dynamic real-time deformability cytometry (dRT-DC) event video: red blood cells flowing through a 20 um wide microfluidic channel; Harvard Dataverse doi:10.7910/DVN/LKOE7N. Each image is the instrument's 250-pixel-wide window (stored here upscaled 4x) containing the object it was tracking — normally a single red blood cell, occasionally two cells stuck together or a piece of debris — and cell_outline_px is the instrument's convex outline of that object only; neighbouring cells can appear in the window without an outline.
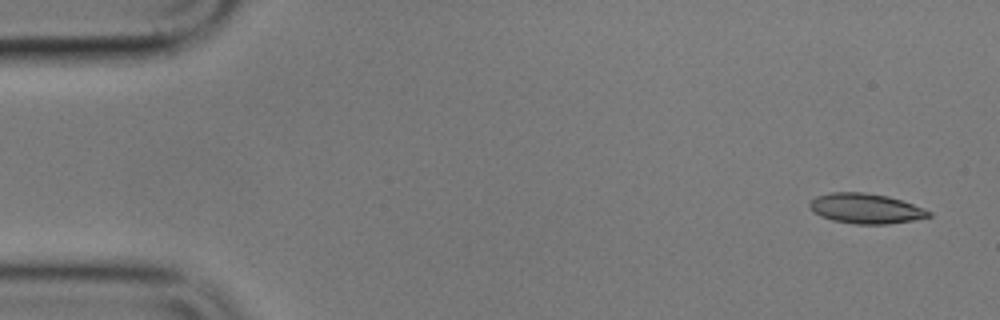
{"species": "common noctule bat (a hibernating species)", "species_latin": "Nyctalus noctula", "temperature_condition": "cold", "stored_images_in_passage": 4, "camera_frame_rate_fps": 3000, "um_per_image_px": 0.085, "animal": {"sex": "male", "body_mass_g": 17.9}, "frame": {"image": 1, "passage_image": 1, "time_ms": 0.0, "image_size_px": [1000, 320], "cell_outline_px": [[932, 216], [912, 220], [888, 224], [852, 224], [832, 220], [820, 216], [812, 212], [808, 204], [816, 196], [832, 192], [864, 192], [888, 196], [912, 204], [932, 212]], "centroid_in_image_um": [73.55, 17.72], "position_along_channel_um": 11.4, "area_um2": 20.87}}
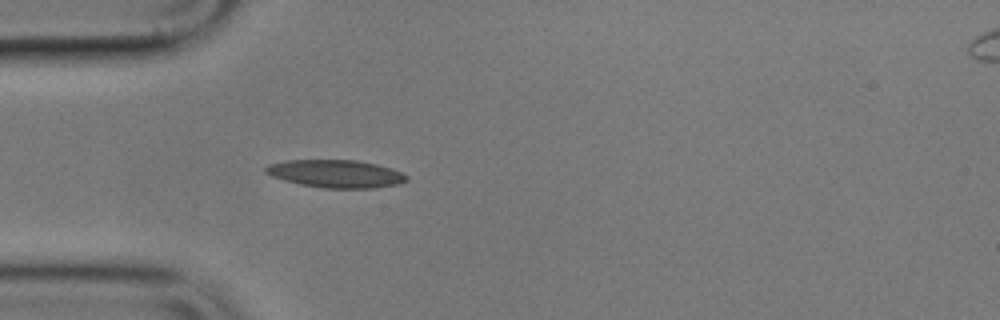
{"frame": {"image": 2, "passage_image": 4, "time_ms": 4.667, "image_size_px": [1000, 320], "cell_outline_px": [[408, 180], [400, 184], [376, 188], [324, 188], [300, 184], [284, 180], [272, 176], [264, 172], [264, 168], [268, 164], [288, 160], [356, 160], [376, 164], [392, 168], [408, 176]], "centroid_in_image_um": [28.56, 14.77], "position_along_channel_um": 56.4, "area_um2": 22.89}}